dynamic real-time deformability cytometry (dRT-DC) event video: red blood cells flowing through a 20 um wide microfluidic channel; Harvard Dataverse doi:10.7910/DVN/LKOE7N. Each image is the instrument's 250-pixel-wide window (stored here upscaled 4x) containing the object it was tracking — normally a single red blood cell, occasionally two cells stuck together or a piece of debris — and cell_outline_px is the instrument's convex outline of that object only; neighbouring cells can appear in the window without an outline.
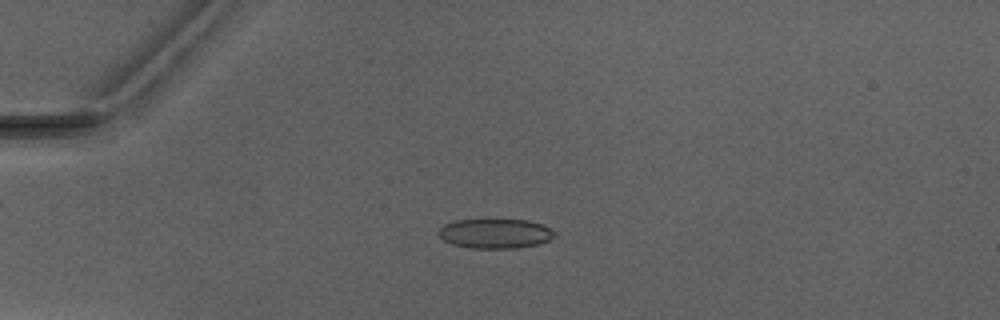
{"species": "Egyptian fruit bat (a non-hibernating species)", "species_latin": "Rousettus aegyptiacus", "temperature_condition": "warm", "stored_images_in_passage": 3, "camera_frame_rate_fps": 3000, "um_per_image_px": 0.085, "animal": {"sex": "male"}, "frame": {"image": 1, "passage_image": 3, "time_ms": 3.0, "image_size_px": [1000, 320], "cell_outline_px": [[556, 236], [548, 240], [536, 244], [516, 248], [472, 248], [452, 244], [444, 240], [436, 232], [444, 224], [452, 220], [528, 220], [540, 224], [556, 232]], "centroid_in_image_um": [42.06, 19.85], "position_along_channel_um": 42.9, "area_um2": 19.88}}